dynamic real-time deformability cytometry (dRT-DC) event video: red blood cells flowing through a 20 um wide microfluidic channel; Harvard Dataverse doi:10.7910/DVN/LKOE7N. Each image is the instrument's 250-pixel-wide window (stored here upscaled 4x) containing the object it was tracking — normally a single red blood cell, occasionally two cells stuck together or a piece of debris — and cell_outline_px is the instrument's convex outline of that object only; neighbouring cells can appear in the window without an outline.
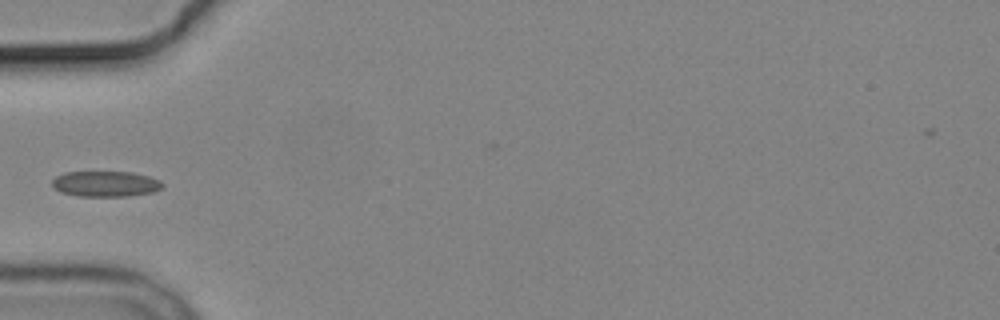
{"species": "common noctule bat (a hibernating species)", "species_latin": "Nyctalus noctula", "temperature_condition": "cold", "stored_images_in_passage": 4, "camera_frame_rate_fps": 3000, "um_per_image_px": 0.085, "animal": {"sex": "male", "body_mass_g": 19.2, "forearm_length_mm": 51.8}, "frame": {"image": 1, "passage_image": 3, "time_ms": 2.333, "image_size_px": [1000, 320], "cell_outline_px": [[164, 184], [160, 188], [152, 192], [128, 196], [80, 196], [60, 192], [52, 188], [52, 180], [56, 176], [64, 172], [132, 172], [148, 176], [160, 180]], "centroid_in_image_um": [8.93, 15.62], "position_along_channel_um": 76.1, "area_um2": 16.47}}
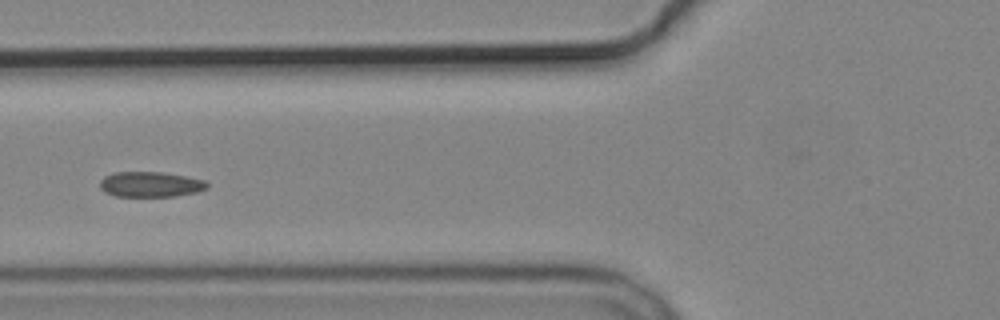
{"frame": {"image": 2, "passage_image": 4, "time_ms": 3.333, "image_size_px": [1000, 320], "cell_outline_px": [[208, 188], [196, 192], [176, 196], [116, 196], [104, 192], [100, 188], [100, 180], [104, 176], [112, 172], [160, 172], [184, 176], [204, 180], [208, 184]], "centroid_in_image_um": [12.75, 15.67], "position_along_channel_um": 113.0, "area_um2": 15.78}}